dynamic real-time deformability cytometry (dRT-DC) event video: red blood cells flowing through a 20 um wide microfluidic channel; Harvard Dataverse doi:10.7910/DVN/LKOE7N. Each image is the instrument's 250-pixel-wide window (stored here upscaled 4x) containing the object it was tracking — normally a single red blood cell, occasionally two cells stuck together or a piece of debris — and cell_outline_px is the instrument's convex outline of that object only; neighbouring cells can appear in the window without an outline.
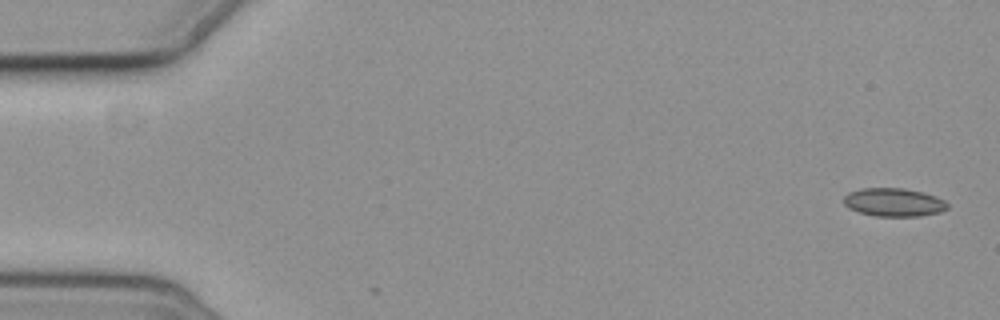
{"species": "common noctule bat (a hibernating species)", "species_latin": "Nyctalus noctula", "temperature_condition": "cold", "stored_images_in_passage": 6, "camera_frame_rate_fps": 3000, "um_per_image_px": 0.085, "animal": {"sex": "female", "body_mass_g": 19.3, "forearm_length_mm": 54.1}, "frame": {"image": 1, "passage_image": 1, "time_ms": 0.0, "image_size_px": [1000, 320], "cell_outline_px": [[948, 208], [940, 212], [920, 216], [876, 216], [860, 212], [848, 208], [844, 204], [844, 196], [848, 192], [860, 188], [904, 188], [924, 192], [936, 196], [944, 200], [948, 204]], "centroid_in_image_um": [75.97, 17.18], "position_along_channel_um": 9.0, "area_um2": 17.22}}
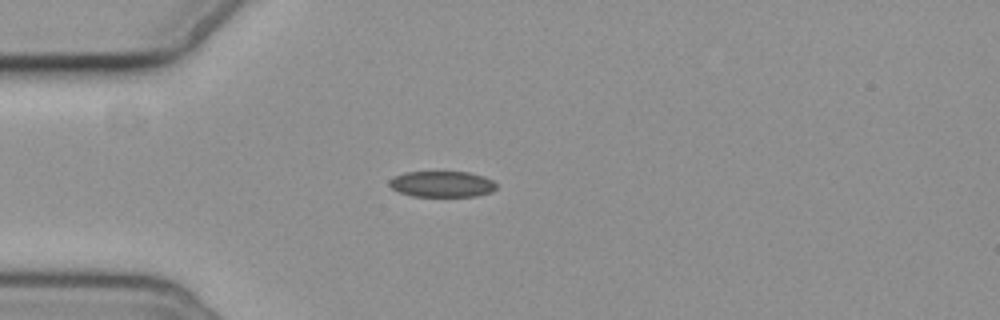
{"frame": {"image": 2, "passage_image": 5, "time_ms": 4.667, "image_size_px": [1000, 320], "cell_outline_px": [[496, 188], [492, 192], [476, 196], [412, 196], [400, 192], [392, 188], [388, 184], [388, 180], [392, 176], [404, 172], [468, 172], [484, 176], [492, 180], [496, 184]], "centroid_in_image_um": [37.55, 15.64], "position_along_channel_um": 47.5, "area_um2": 16.3}}
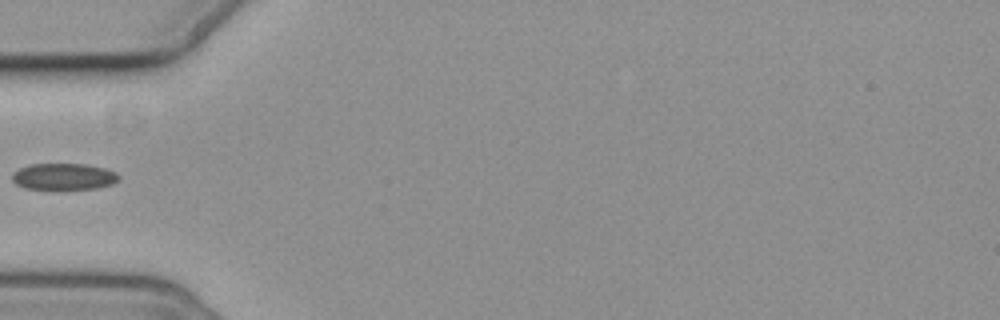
{"frame": {"image": 3, "passage_image": 6, "time_ms": 6.0, "image_size_px": [1000, 320], "cell_outline_px": [[120, 180], [112, 184], [96, 188], [24, 188], [16, 184], [12, 180], [12, 172], [28, 164], [84, 164], [104, 168], [116, 172], [120, 176]], "centroid_in_image_um": [5.42, 14.99], "position_along_channel_um": 79.6, "area_um2": 16.3}}